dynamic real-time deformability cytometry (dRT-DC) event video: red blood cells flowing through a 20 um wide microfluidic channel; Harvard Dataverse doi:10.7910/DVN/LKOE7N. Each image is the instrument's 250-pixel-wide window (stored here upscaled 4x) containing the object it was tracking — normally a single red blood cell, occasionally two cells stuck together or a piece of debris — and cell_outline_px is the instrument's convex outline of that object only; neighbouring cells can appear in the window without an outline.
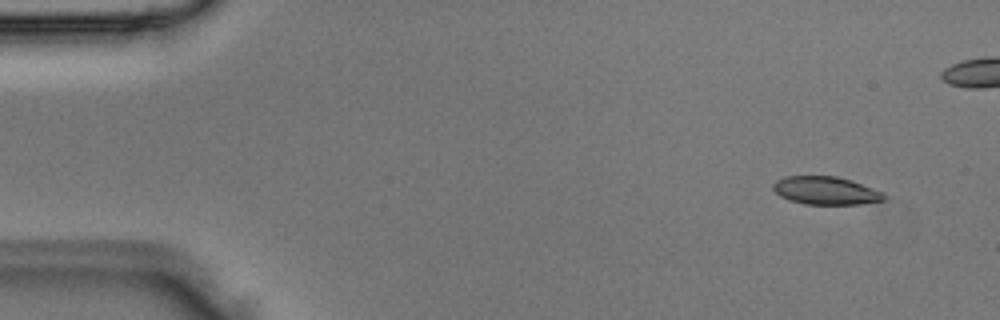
{"species": "Egyptian fruit bat (a non-hibernating species)", "species_latin": "Rousettus aegyptiacus", "temperature_condition": "room temperature", "stored_images_in_passage": 5, "camera_frame_rate_fps": 3000, "um_per_image_px": 0.085, "animal": {"sex": "male"}, "frame": {"image": 1, "passage_image": 1, "time_ms": 0.0, "image_size_px": [1000, 320], "cell_outline_px": [[884, 200], [860, 204], [804, 204], [788, 200], [780, 196], [772, 188], [772, 184], [776, 180], [784, 176], [836, 176], [852, 180], [880, 192], [884, 196]], "centroid_in_image_um": [70.11, 16.19], "position_along_channel_um": 14.9, "area_um2": 17.98}}
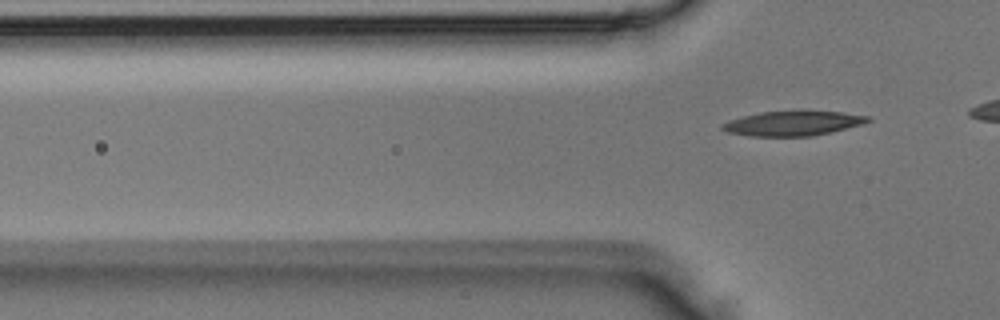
{"frame": {"image": 2, "passage_image": 5, "time_ms": 1.333, "image_size_px": [1000, 320], "cell_outline_px": [[872, 120], [864, 124], [832, 132], [812, 136], [752, 136], [728, 132], [720, 128], [724, 124], [732, 120], [744, 116], [760, 112], [800, 108], [844, 112], [872, 116]], "centroid_in_image_um": [67.54, 10.44], "position_along_channel_um": 58.3, "area_um2": 21.79}}